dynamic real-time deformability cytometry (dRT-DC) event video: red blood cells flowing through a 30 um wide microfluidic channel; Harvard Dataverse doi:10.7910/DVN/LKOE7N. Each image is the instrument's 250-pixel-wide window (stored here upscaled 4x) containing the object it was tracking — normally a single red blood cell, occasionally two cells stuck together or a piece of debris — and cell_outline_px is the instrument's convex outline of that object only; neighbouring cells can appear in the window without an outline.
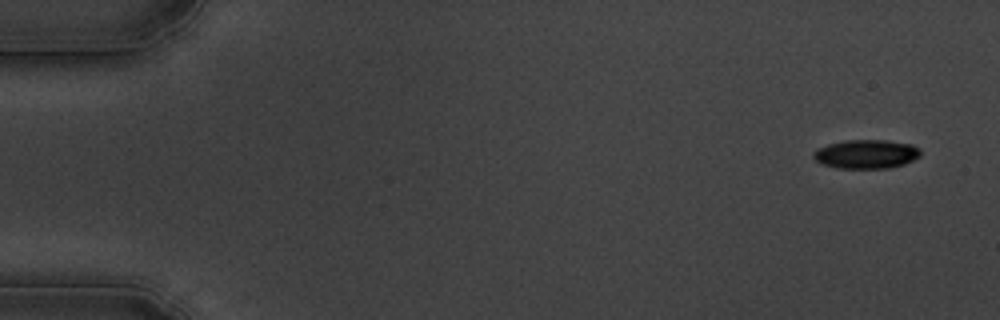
{"species": "common noctule bat (a hibernating species)", "species_latin": "Nyctalus noctula", "temperature_condition": "cold", "stored_images_in_passage": 56, "camera_frame_rate_fps": 3000, "um_per_image_px": 0.085, "animal": {"sex": "male", "body_mass_g": 19.5, "forearm_length_mm": 54.6}, "frame": {"image": 1, "passage_image": 3, "time_ms": 0.667, "image_size_px": [1000, 320], "cell_outline_px": [[920, 156], [904, 164], [888, 168], [836, 168], [824, 164], [816, 160], [812, 156], [812, 152], [816, 148], [828, 144], [844, 140], [888, 140], [912, 144], [920, 148]], "centroid_in_image_um": [73.62, 13.08], "position_along_channel_um": 11.4, "area_um2": 18.15}}
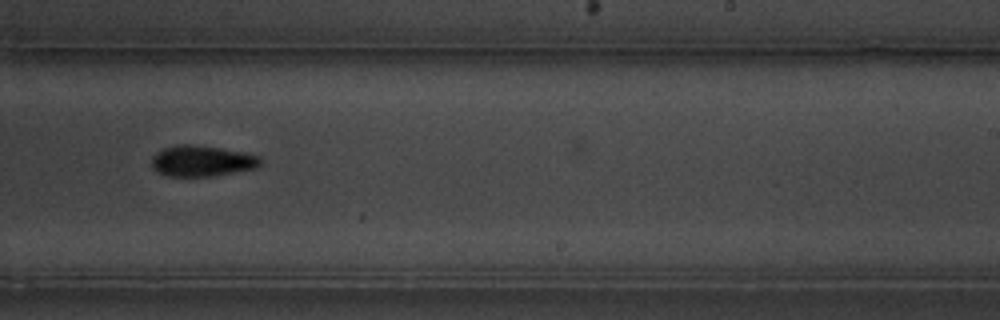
{"frame": {"image": 2, "passage_image": 35, "time_ms": 11.333, "image_size_px": [1000, 320], "cell_outline_px": [[260, 164], [256, 168], [212, 176], [168, 176], [152, 168], [152, 156], [156, 152], [164, 148], [176, 144], [192, 144], [220, 148], [260, 156]], "centroid_in_image_um": [17.13, 13.67], "position_along_channel_um": 271.9, "area_um2": 19.42}}
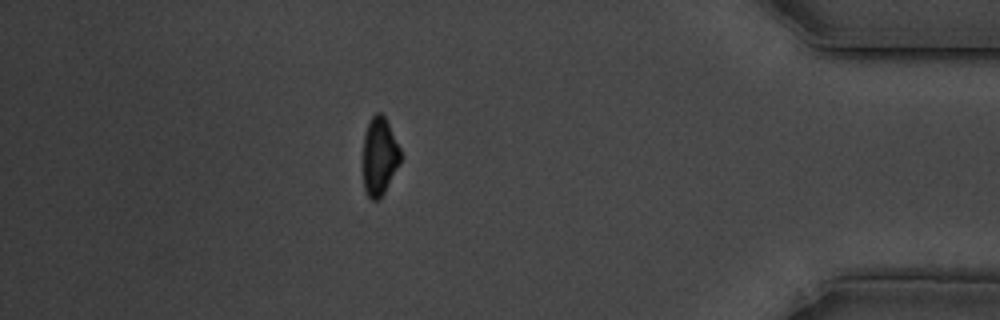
{"frame": {"image": 3, "passage_image": 49, "time_ms": 16.0, "image_size_px": [1000, 320], "cell_outline_px": [[400, 160], [380, 200], [372, 200], [368, 196], [364, 188], [364, 132], [372, 116], [376, 112], [380, 112], [384, 116], [400, 148]], "centroid_in_image_um": [32.24, 13.28], "position_along_channel_um": 403.0, "area_um2": 16.59}, "authors_computed_cell_mechanics": {"area_um2": 19.074, "velocity_mm_per_s": 3.6422, "shape_relaxation_time_tau1_ms": 3.2578, "shape_relaxation_time_tau2_ms": null, "deformation_change_tau1": 0.1019, "deformation_change_tau2": null}}